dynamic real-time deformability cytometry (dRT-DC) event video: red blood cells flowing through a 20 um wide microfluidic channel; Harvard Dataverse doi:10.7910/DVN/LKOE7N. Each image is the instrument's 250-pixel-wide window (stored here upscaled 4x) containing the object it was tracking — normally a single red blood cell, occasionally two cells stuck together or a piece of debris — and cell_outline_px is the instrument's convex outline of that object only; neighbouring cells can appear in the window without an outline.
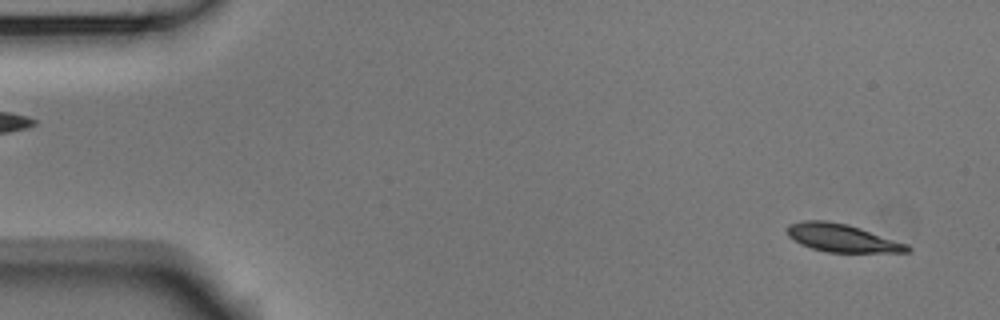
{"species": "Egyptian fruit bat (a non-hibernating species)", "species_latin": "Rousettus aegyptiacus", "temperature_condition": "room temperature", "stored_images_in_passage": 5, "segment_of_instrument_passage": [1, 2], "camera_frame_rate_fps": 3000, "um_per_image_px": 0.085, "animal": {"sex": "male"}, "frame": {"image": 1, "passage_image": 1, "time_ms": 0.0, "image_size_px": [1000, 320], "cell_outline_px": [[912, 248], [908, 252], [828, 252], [812, 248], [800, 244], [788, 236], [784, 228], [788, 224], [800, 220], [824, 220], [848, 224], [908, 244]], "centroid_in_image_um": [71.52, 20.21], "position_along_channel_um": 13.5, "area_um2": 19.65}}
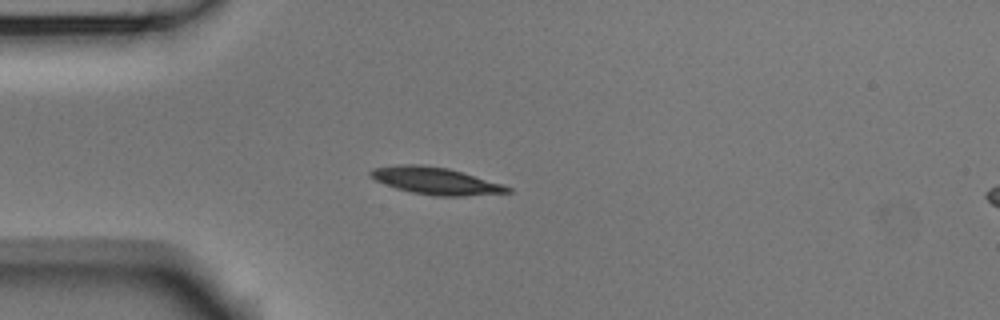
{"frame": {"image": 2, "passage_image": 4, "time_ms": 1.0, "image_size_px": [1000, 320], "cell_outline_px": [[512, 192], [464, 196], [432, 196], [412, 192], [396, 188], [384, 184], [368, 176], [368, 172], [372, 168], [400, 164], [420, 164], [448, 168], [500, 184], [512, 188]], "centroid_in_image_um": [36.95, 15.37], "position_along_channel_um": 48.0, "area_um2": 21.5}}